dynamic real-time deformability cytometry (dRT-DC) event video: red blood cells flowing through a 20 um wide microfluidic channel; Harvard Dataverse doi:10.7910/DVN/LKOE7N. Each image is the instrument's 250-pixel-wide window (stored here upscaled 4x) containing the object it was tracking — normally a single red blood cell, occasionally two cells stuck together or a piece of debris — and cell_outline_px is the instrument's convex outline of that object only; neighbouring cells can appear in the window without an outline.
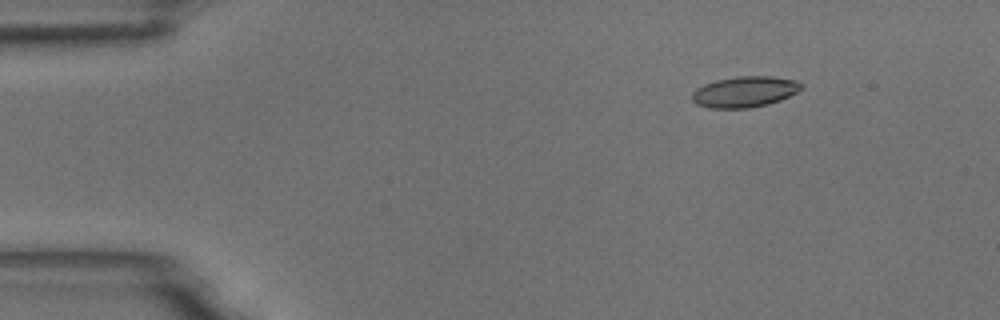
{"species": "common noctule bat (a hibernating species)", "species_latin": "Nyctalus noctula", "temperature_condition": "room temperature", "stored_images_in_passage": 6, "camera_frame_rate_fps": 3000, "um_per_image_px": 0.085, "animal": {"sex": "male", "body_mass_g": 18.8}, "frame": {"image": 1, "passage_image": 3, "time_ms": 0.667, "image_size_px": [1000, 320], "cell_outline_px": [[804, 88], [780, 100], [768, 104], [748, 108], [708, 108], [696, 104], [692, 100], [692, 92], [696, 88], [704, 84], [716, 80], [736, 76], [772, 76], [796, 80], [804, 84]], "centroid_in_image_um": [63.3, 7.79], "position_along_channel_um": 21.7, "area_um2": 19.83}}
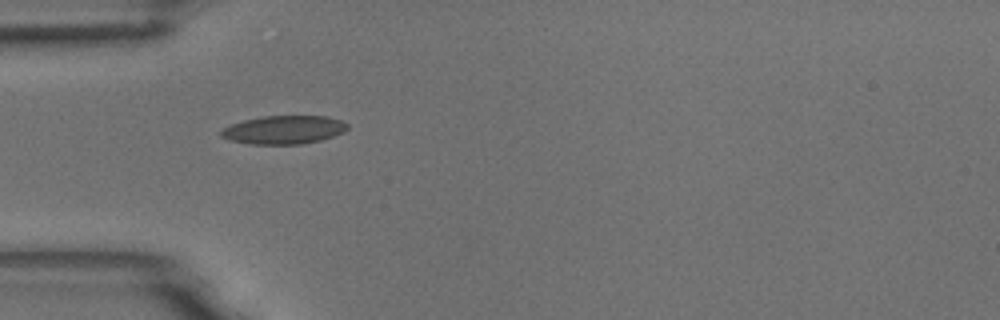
{"frame": {"image": 2, "passage_image": 6, "time_ms": 1.667, "image_size_px": [1000, 320], "cell_outline_px": [[348, 128], [344, 132], [320, 140], [300, 144], [252, 144], [228, 140], [220, 136], [220, 132], [224, 128], [232, 124], [244, 120], [264, 116], [328, 116], [340, 120], [348, 124]], "centroid_in_image_um": [24.12, 11.03], "position_along_channel_um": 60.9, "area_um2": 20.81}}